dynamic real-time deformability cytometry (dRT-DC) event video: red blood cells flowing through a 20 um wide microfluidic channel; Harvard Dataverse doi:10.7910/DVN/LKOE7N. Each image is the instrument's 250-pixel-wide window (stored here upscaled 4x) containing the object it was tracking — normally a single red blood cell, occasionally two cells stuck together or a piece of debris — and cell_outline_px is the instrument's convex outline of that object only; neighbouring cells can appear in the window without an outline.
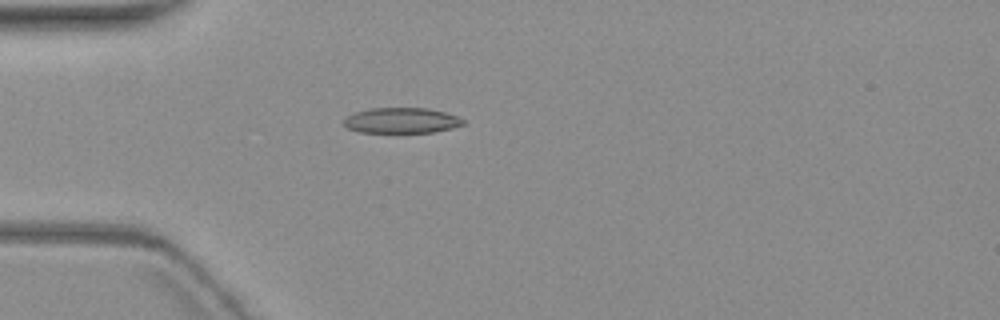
{"species": "common noctule bat (a hibernating species)", "species_latin": "Nyctalus noctula", "temperature_condition": "warm", "stored_images_in_passage": 5, "camera_frame_rate_fps": 3000, "um_per_image_px": 0.085, "animal": {"sex": "female", "body_mass_g": 19.3, "forearm_length_mm": 54.1}, "frame": {"image": 1, "passage_image": 5, "time_ms": 4.667, "image_size_px": [1000, 320], "cell_outline_px": [[464, 124], [452, 128], [432, 132], [360, 132], [348, 128], [344, 124], [344, 120], [348, 116], [356, 112], [372, 108], [428, 108], [444, 112], [456, 116], [464, 120]], "centroid_in_image_um": [34.14, 10.24], "position_along_channel_um": 50.9, "area_um2": 17.46}}